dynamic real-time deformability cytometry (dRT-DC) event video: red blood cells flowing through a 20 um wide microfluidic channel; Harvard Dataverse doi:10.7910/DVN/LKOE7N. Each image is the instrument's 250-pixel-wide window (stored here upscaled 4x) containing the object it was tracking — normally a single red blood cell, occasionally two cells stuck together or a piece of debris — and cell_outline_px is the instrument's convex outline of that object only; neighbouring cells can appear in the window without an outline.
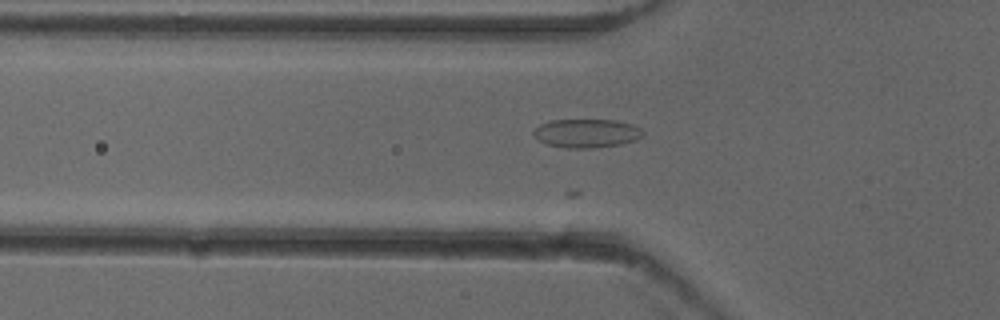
{"species": "common noctule bat (a hibernating species)", "species_latin": "Nyctalus noctula", "temperature_condition": "cold", "stored_images_in_passage": 38, "camera_frame_rate_fps": 3000, "um_per_image_px": 0.085, "animal": {"sex": "female"}, "frame": {"image": 1, "passage_image": 3, "time_ms": 0.667, "image_size_px": [1000, 320], "cell_outline_px": [[624, 124], [620, 140], [612, 144], [552, 144], [544, 124], [560, 120], [604, 120]], "centroid_in_image_um": [49.66, 11.22], "position_along_channel_um": 76.1, "area_um2": 12.31}}
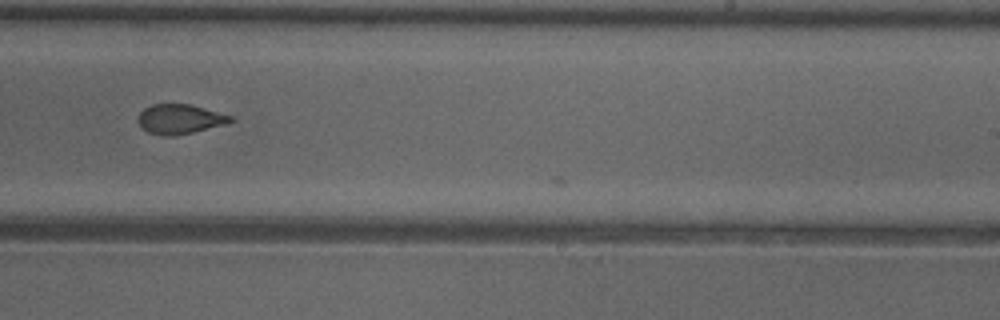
{"frame": {"image": 2, "passage_image": 18, "time_ms": 5.667, "image_size_px": [1000, 320], "cell_outline_px": [[232, 120], [204, 128], [188, 132], [152, 132], [144, 128], [140, 124], [140, 112], [156, 104], [184, 104], [200, 108], [228, 116]], "centroid_in_image_um": [15.21, 10.06], "position_along_channel_um": 273.8, "area_um2": 13.76}}
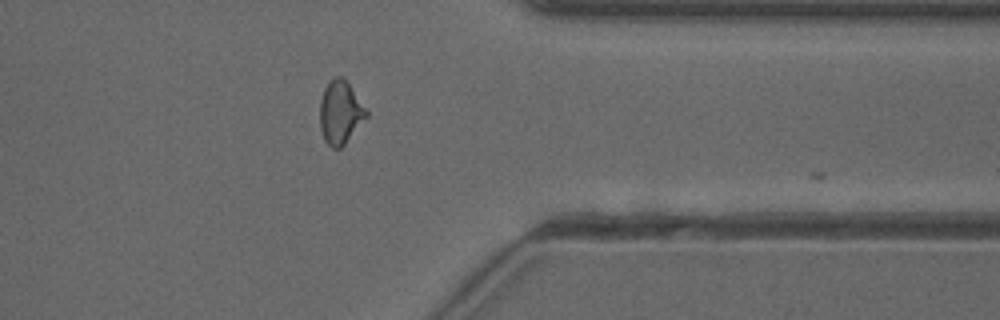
{"frame": {"image": 3, "passage_image": 27, "time_ms": 8.667, "image_size_px": [1000, 320], "cell_outline_px": [[368, 112], [340, 148], [336, 148], [328, 144], [324, 136], [320, 120], [320, 104], [324, 92], [328, 84], [332, 80], [344, 80], [348, 84]], "centroid_in_image_um": [28.9, 9.58], "position_along_channel_um": 382.5, "area_um2": 15.55}, "authors_computed_cell_mechanics": {"area_um2": 14.1321, "velocity_mm_per_s": 3.9381, "shape_relaxation_time_tau1_ms": null, "shape_relaxation_time_tau2_ms": 2.1815, "deformation_change_tau1": null, "deformation_change_tau2": 0.0708}}